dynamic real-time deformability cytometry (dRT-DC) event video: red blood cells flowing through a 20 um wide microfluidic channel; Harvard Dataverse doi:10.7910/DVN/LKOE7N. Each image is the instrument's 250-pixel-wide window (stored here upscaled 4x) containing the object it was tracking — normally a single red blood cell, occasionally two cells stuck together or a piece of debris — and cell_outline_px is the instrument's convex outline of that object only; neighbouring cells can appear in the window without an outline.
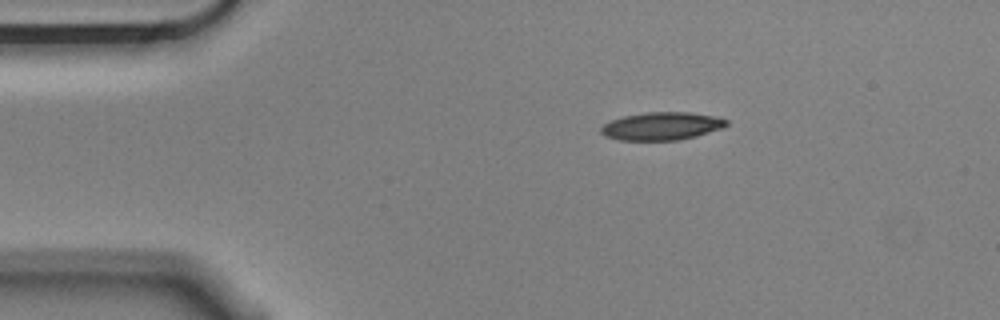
{"species": "Egyptian fruit bat (a non-hibernating species)", "species_latin": "Rousettus aegyptiacus", "temperature_condition": "cold", "stored_images_in_passage": 4, "camera_frame_rate_fps": 3000, "um_per_image_px": 0.085, "animal": {"sex": "male"}, "frame": {"image": 1, "passage_image": 1, "time_ms": 0.0, "image_size_px": [1000, 320], "cell_outline_px": [[728, 124], [724, 128], [696, 136], [680, 140], [620, 140], [604, 136], [600, 132], [600, 128], [604, 124], [612, 120], [624, 116], [648, 112], [688, 112], [716, 116], [728, 120]], "centroid_in_image_um": [56.27, 10.72], "position_along_channel_um": 28.7, "area_um2": 20.46}}
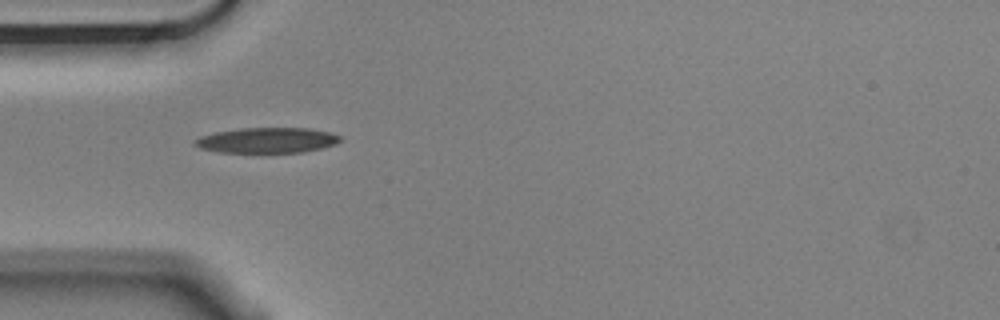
{"frame": {"image": 2, "passage_image": 3, "time_ms": 0.667, "image_size_px": [1000, 320], "cell_outline_px": [[344, 140], [336, 144], [304, 152], [220, 152], [200, 148], [192, 144], [200, 136], [216, 132], [240, 128], [308, 128], [328, 132], [340, 136]], "centroid_in_image_um": [22.72, 11.92], "position_along_channel_um": 62.3, "area_um2": 21.39}}
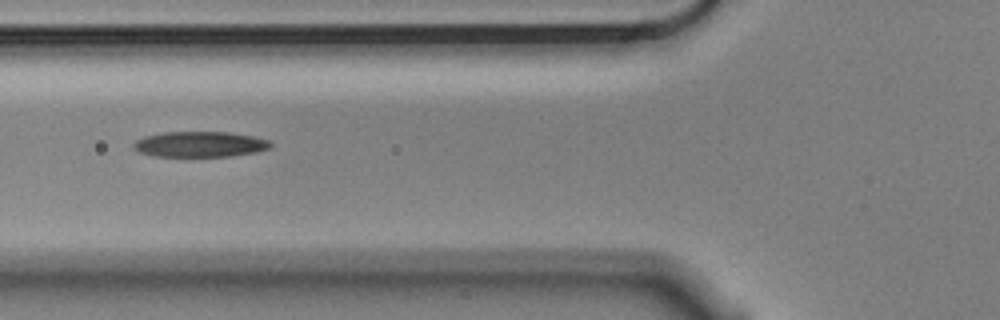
{"frame": {"image": 3, "passage_image": 4, "time_ms": 1.0, "image_size_px": [1000, 320], "cell_outline_px": [[272, 144], [268, 148], [256, 152], [228, 156], [156, 156], [140, 152], [132, 144], [136, 140], [144, 136], [164, 132], [232, 132], [252, 136], [268, 140]], "centroid_in_image_um": [16.99, 12.25], "position_along_channel_um": 108.8, "area_um2": 20.17}}